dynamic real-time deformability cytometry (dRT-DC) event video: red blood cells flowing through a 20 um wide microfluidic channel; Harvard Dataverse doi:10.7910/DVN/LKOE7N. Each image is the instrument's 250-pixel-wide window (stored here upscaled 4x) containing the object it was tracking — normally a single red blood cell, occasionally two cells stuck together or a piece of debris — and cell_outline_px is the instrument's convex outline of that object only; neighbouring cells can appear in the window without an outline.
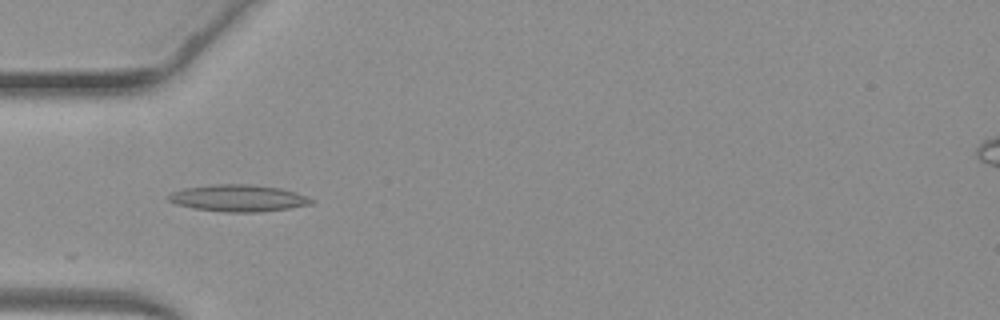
{"species": "common noctule bat (a hibernating species)", "species_latin": "Nyctalus noctula", "temperature_condition": "warm", "stored_images_in_passage": 26, "camera_frame_rate_fps": 3000, "um_per_image_px": 0.085, "animal": {"sex": "female", "body_mass_g": 19.3, "forearm_length_mm": 54.1}, "frame": {"image": 1, "passage_image": 15, "time_ms": 4.667, "image_size_px": [1000, 320], "cell_outline_px": [[316, 200], [312, 204], [288, 208], [260, 212], [224, 212], [192, 208], [176, 204], [168, 200], [168, 196], [172, 192], [184, 188], [212, 184], [252, 184], [280, 188]], "centroid_in_image_um": [20.23, 16.84], "position_along_channel_um": 64.8, "area_um2": 22.25}}
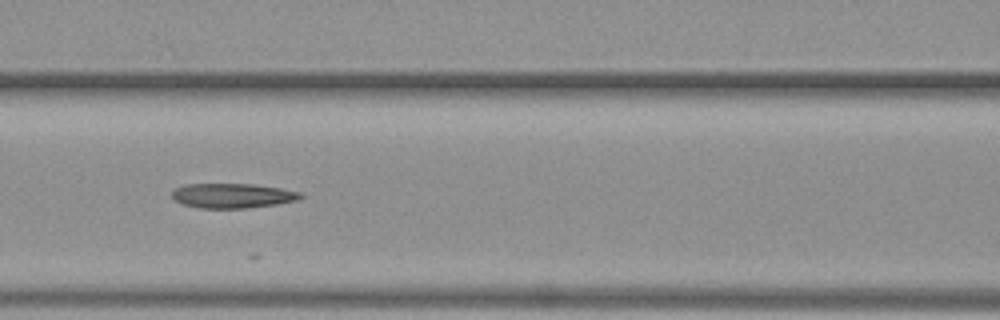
{"frame": {"image": 2, "passage_image": 21, "time_ms": 6.667, "image_size_px": [1000, 320], "cell_outline_px": [[304, 196], [300, 200], [276, 204], [248, 208], [200, 208], [180, 204], [172, 196], [172, 192], [176, 188], [188, 184], [252, 184], [280, 188], [300, 192]], "centroid_in_image_um": [19.79, 16.64], "position_along_channel_um": 146.8, "area_um2": 18.5}}
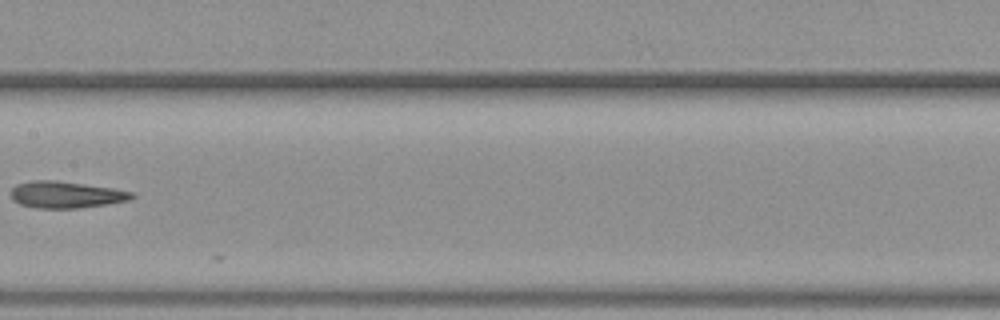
{"frame": {"image": 3, "passage_image": 25, "time_ms": 8.0, "image_size_px": [1000, 320], "cell_outline_px": [[136, 196], [128, 200], [108, 204], [80, 208], [36, 208], [20, 204], [12, 200], [12, 188], [16, 184], [32, 180], [52, 180], [112, 188], [132, 192]], "centroid_in_image_um": [5.59, 16.55], "position_along_channel_um": 201.8, "area_um2": 18.67}}